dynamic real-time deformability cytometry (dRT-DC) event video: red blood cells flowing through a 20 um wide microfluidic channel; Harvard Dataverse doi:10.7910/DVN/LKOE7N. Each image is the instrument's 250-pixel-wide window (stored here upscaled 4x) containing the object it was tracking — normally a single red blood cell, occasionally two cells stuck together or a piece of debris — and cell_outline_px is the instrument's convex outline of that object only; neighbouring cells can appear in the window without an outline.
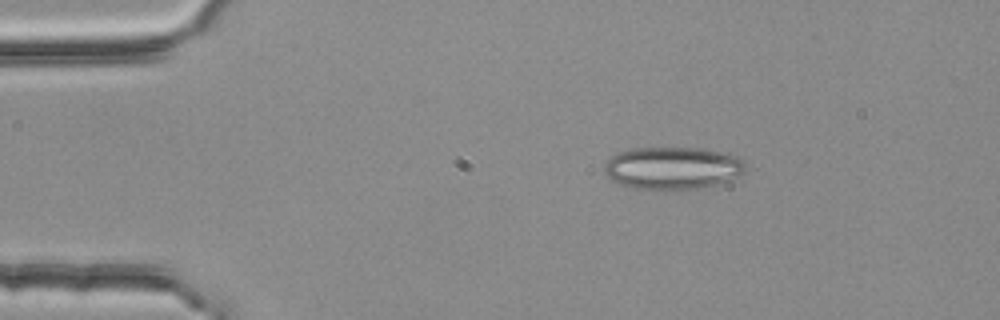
{"species": "common noctule bat (a hibernating species)", "species_latin": "Nyctalus noctula", "temperature_condition": "room temperature", "stored_images_in_passage": 5, "camera_frame_rate_fps": 3000, "um_per_image_px": 0.085, "animal": {"sex": "female", "body_mass_g": 25.1}, "frame": {"image": 1, "passage_image": 1, "time_ms": 0.0, "image_size_px": [1000, 320], "cell_outline_px": [[748, 164], [736, 176], [712, 188], [632, 188], [620, 184], [612, 180], [604, 172], [604, 164], [612, 156], [620, 152], [632, 148], [700, 148], [720, 152], [736, 156], [744, 160]], "centroid_in_image_um": [57.17, 14.27], "position_along_channel_um": 27.8, "area_um2": 34.62}}
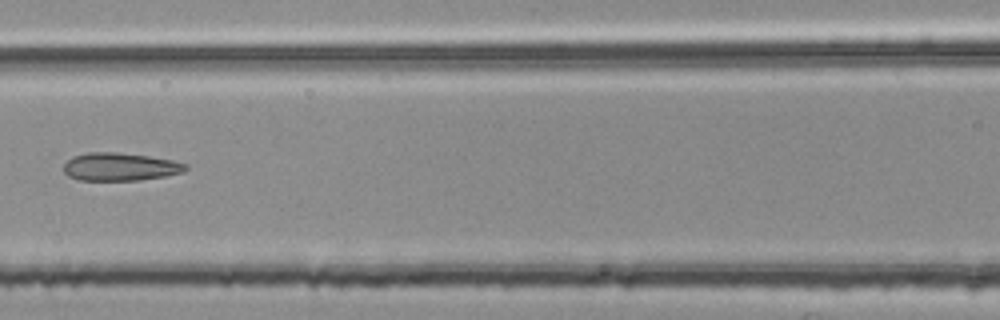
{"frame": {"image": 2, "passage_image": 5, "time_ms": 1.333, "image_size_px": [1000, 320], "cell_outline_px": [[188, 168], [184, 172], [164, 176], [140, 180], [80, 180], [68, 176], [64, 172], [64, 164], [72, 156], [88, 152], [116, 152], [148, 156], [172, 160], [188, 164]], "centroid_in_image_um": [10.21, 14.17], "position_along_channel_um": 156.4, "area_um2": 19.88}}